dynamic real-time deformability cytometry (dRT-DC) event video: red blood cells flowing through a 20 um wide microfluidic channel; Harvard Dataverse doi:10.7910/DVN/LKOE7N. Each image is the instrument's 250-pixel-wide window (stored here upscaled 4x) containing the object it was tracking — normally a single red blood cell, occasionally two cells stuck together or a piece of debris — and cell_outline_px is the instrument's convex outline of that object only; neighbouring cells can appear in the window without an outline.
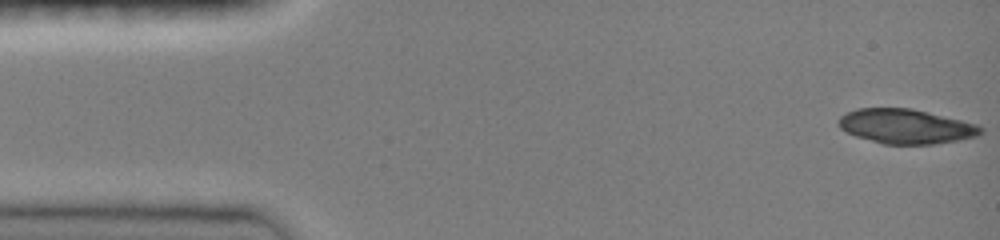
{"species": "common noctule bat (a hibernating species)", "species_latin": "Nyctalus noctula", "temperature_condition": "room temperature", "stored_images_in_passage": 44, "camera_frame_rate_fps": 3000, "um_per_image_px": 0.085, "animal": {"sex": "female", "body_mass_g": 19.0, "forearm_length_mm": 51.5}, "frame": {"image": 1, "passage_image": 1, "time_ms": 0.0, "image_size_px": [1000, 240], "cell_outline_px": [[984, 132], [976, 136], [956, 140], [932, 144], [884, 144], [856, 136], [840, 128], [836, 124], [840, 116], [856, 108], [912, 108], [976, 124], [984, 128]], "centroid_in_image_um": [76.97, 10.73], "position_along_channel_um": 8.0, "area_um2": 28.44}}
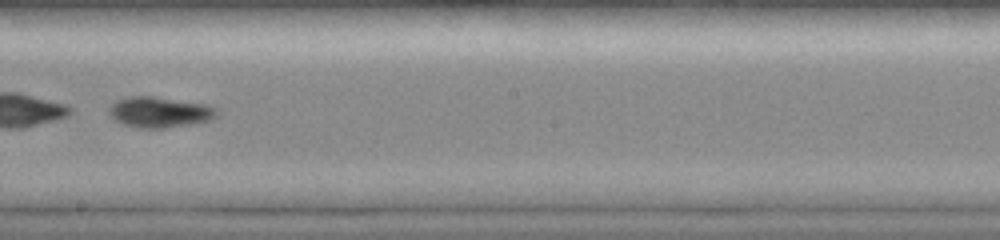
{"frame": {"image": 2, "passage_image": 32, "time_ms": 8.667, "image_size_px": [1000, 240], "cell_outline_px": [[220, 116], [208, 120], [192, 124], [164, 128], [140, 128], [124, 124], [108, 116], [108, 108], [116, 100], [128, 96], [152, 96], [208, 104], [220, 108]], "centroid_in_image_um": [13.61, 9.52], "position_along_channel_um": 234.6, "area_um2": 19.65}}
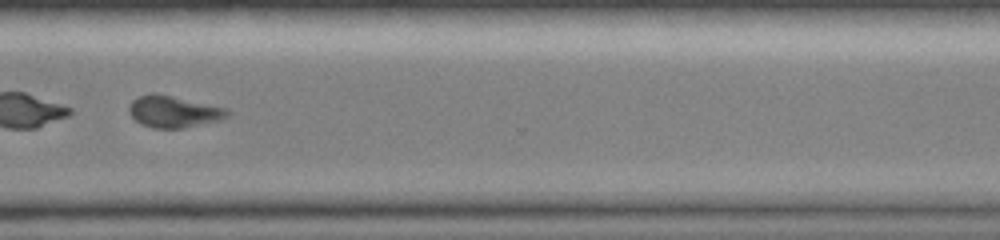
{"frame": {"image": 3, "passage_image": 43, "time_ms": 11.667, "image_size_px": [1000, 240], "cell_outline_px": [[232, 112], [228, 116], [220, 120], [184, 128], [152, 128], [140, 124], [128, 112], [128, 108], [132, 100], [140, 96], [152, 92], [156, 92], [228, 108]], "centroid_in_image_um": [14.77, 9.48], "position_along_channel_um": 355.8, "area_um2": 18.44}}